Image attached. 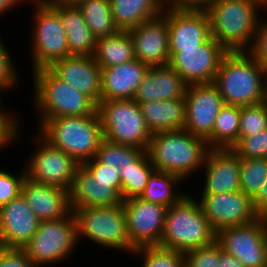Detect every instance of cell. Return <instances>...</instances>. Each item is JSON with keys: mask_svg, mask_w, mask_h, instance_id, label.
Returning <instances> with one entry per match:
<instances>
[{"mask_svg": "<svg viewBox=\"0 0 267 267\" xmlns=\"http://www.w3.org/2000/svg\"><path fill=\"white\" fill-rule=\"evenodd\" d=\"M266 72L248 51L228 52L213 84L225 105H258L266 101Z\"/></svg>", "mask_w": 267, "mask_h": 267, "instance_id": "6da1fadb", "label": "cell"}, {"mask_svg": "<svg viewBox=\"0 0 267 267\" xmlns=\"http://www.w3.org/2000/svg\"><path fill=\"white\" fill-rule=\"evenodd\" d=\"M260 9L263 10L261 0H214L204 9L210 20L211 37L228 52L249 51Z\"/></svg>", "mask_w": 267, "mask_h": 267, "instance_id": "7a4b0ae2", "label": "cell"}, {"mask_svg": "<svg viewBox=\"0 0 267 267\" xmlns=\"http://www.w3.org/2000/svg\"><path fill=\"white\" fill-rule=\"evenodd\" d=\"M210 149L206 139L182 129L153 133L147 153L156 171L186 180L199 169L202 171Z\"/></svg>", "mask_w": 267, "mask_h": 267, "instance_id": "3957f363", "label": "cell"}, {"mask_svg": "<svg viewBox=\"0 0 267 267\" xmlns=\"http://www.w3.org/2000/svg\"><path fill=\"white\" fill-rule=\"evenodd\" d=\"M33 104L38 127L48 119L94 114L98 105L87 95L58 78L49 68L33 71Z\"/></svg>", "mask_w": 267, "mask_h": 267, "instance_id": "277c9868", "label": "cell"}, {"mask_svg": "<svg viewBox=\"0 0 267 267\" xmlns=\"http://www.w3.org/2000/svg\"><path fill=\"white\" fill-rule=\"evenodd\" d=\"M38 129L46 141L80 164L96 157L104 139L98 110L92 115L51 118Z\"/></svg>", "mask_w": 267, "mask_h": 267, "instance_id": "5b68a950", "label": "cell"}, {"mask_svg": "<svg viewBox=\"0 0 267 267\" xmlns=\"http://www.w3.org/2000/svg\"><path fill=\"white\" fill-rule=\"evenodd\" d=\"M194 197L186 194L178 203L167 208L158 246L185 253L216 240V233Z\"/></svg>", "mask_w": 267, "mask_h": 267, "instance_id": "8992f818", "label": "cell"}, {"mask_svg": "<svg viewBox=\"0 0 267 267\" xmlns=\"http://www.w3.org/2000/svg\"><path fill=\"white\" fill-rule=\"evenodd\" d=\"M77 241L86 238L100 247L132 254L135 248L127 234L126 214L122 204L116 206L75 208Z\"/></svg>", "mask_w": 267, "mask_h": 267, "instance_id": "52a82bcc", "label": "cell"}, {"mask_svg": "<svg viewBox=\"0 0 267 267\" xmlns=\"http://www.w3.org/2000/svg\"><path fill=\"white\" fill-rule=\"evenodd\" d=\"M32 5L33 26L30 30L32 70L49 68L55 61L71 56L59 13L47 2ZM32 52V53H31Z\"/></svg>", "mask_w": 267, "mask_h": 267, "instance_id": "ba28073f", "label": "cell"}, {"mask_svg": "<svg viewBox=\"0 0 267 267\" xmlns=\"http://www.w3.org/2000/svg\"><path fill=\"white\" fill-rule=\"evenodd\" d=\"M104 139L147 151L152 133L138 103L130 100H106L98 104Z\"/></svg>", "mask_w": 267, "mask_h": 267, "instance_id": "9c48e42d", "label": "cell"}, {"mask_svg": "<svg viewBox=\"0 0 267 267\" xmlns=\"http://www.w3.org/2000/svg\"><path fill=\"white\" fill-rule=\"evenodd\" d=\"M77 244L76 221L71 211L58 220L40 221L37 232L22 249L37 267H44L69 258Z\"/></svg>", "mask_w": 267, "mask_h": 267, "instance_id": "30bf717a", "label": "cell"}, {"mask_svg": "<svg viewBox=\"0 0 267 267\" xmlns=\"http://www.w3.org/2000/svg\"><path fill=\"white\" fill-rule=\"evenodd\" d=\"M37 144L25 164L26 177L42 184L70 191L77 168L81 165L75 158L61 149L55 148L40 134H36ZM37 149V150H36Z\"/></svg>", "mask_w": 267, "mask_h": 267, "instance_id": "8fae6325", "label": "cell"}, {"mask_svg": "<svg viewBox=\"0 0 267 267\" xmlns=\"http://www.w3.org/2000/svg\"><path fill=\"white\" fill-rule=\"evenodd\" d=\"M216 241L245 267H267V218L224 228L216 233Z\"/></svg>", "mask_w": 267, "mask_h": 267, "instance_id": "7c38bea8", "label": "cell"}, {"mask_svg": "<svg viewBox=\"0 0 267 267\" xmlns=\"http://www.w3.org/2000/svg\"><path fill=\"white\" fill-rule=\"evenodd\" d=\"M186 122L184 129L207 140L212 148V131L217 115L225 106L213 83L189 84L185 97Z\"/></svg>", "mask_w": 267, "mask_h": 267, "instance_id": "4fadbf2b", "label": "cell"}, {"mask_svg": "<svg viewBox=\"0 0 267 267\" xmlns=\"http://www.w3.org/2000/svg\"><path fill=\"white\" fill-rule=\"evenodd\" d=\"M228 51L210 37L196 48L169 53V66L189 84L213 83L223 57Z\"/></svg>", "mask_w": 267, "mask_h": 267, "instance_id": "5bb4252c", "label": "cell"}, {"mask_svg": "<svg viewBox=\"0 0 267 267\" xmlns=\"http://www.w3.org/2000/svg\"><path fill=\"white\" fill-rule=\"evenodd\" d=\"M198 202L215 233L224 228L246 225L259 218L253 199L242 191L201 194Z\"/></svg>", "mask_w": 267, "mask_h": 267, "instance_id": "9a60e30c", "label": "cell"}, {"mask_svg": "<svg viewBox=\"0 0 267 267\" xmlns=\"http://www.w3.org/2000/svg\"><path fill=\"white\" fill-rule=\"evenodd\" d=\"M127 234L134 248L159 245L167 207L140 197L124 200Z\"/></svg>", "mask_w": 267, "mask_h": 267, "instance_id": "2e32d148", "label": "cell"}, {"mask_svg": "<svg viewBox=\"0 0 267 267\" xmlns=\"http://www.w3.org/2000/svg\"><path fill=\"white\" fill-rule=\"evenodd\" d=\"M169 53L203 45L210 37V20L204 9L167 6Z\"/></svg>", "mask_w": 267, "mask_h": 267, "instance_id": "e0dca14e", "label": "cell"}, {"mask_svg": "<svg viewBox=\"0 0 267 267\" xmlns=\"http://www.w3.org/2000/svg\"><path fill=\"white\" fill-rule=\"evenodd\" d=\"M128 32L134 44L136 59L149 67L169 64L167 5L159 16L141 23Z\"/></svg>", "mask_w": 267, "mask_h": 267, "instance_id": "ac0fdd59", "label": "cell"}, {"mask_svg": "<svg viewBox=\"0 0 267 267\" xmlns=\"http://www.w3.org/2000/svg\"><path fill=\"white\" fill-rule=\"evenodd\" d=\"M39 223L20 193L0 207V247L22 249L37 232Z\"/></svg>", "mask_w": 267, "mask_h": 267, "instance_id": "d6986e66", "label": "cell"}, {"mask_svg": "<svg viewBox=\"0 0 267 267\" xmlns=\"http://www.w3.org/2000/svg\"><path fill=\"white\" fill-rule=\"evenodd\" d=\"M202 169V194L240 191V158L231 149L211 148Z\"/></svg>", "mask_w": 267, "mask_h": 267, "instance_id": "ffe728a7", "label": "cell"}, {"mask_svg": "<svg viewBox=\"0 0 267 267\" xmlns=\"http://www.w3.org/2000/svg\"><path fill=\"white\" fill-rule=\"evenodd\" d=\"M49 69L61 80L90 97L97 105L101 98V68L93 56L71 55L55 61Z\"/></svg>", "mask_w": 267, "mask_h": 267, "instance_id": "44dd1931", "label": "cell"}, {"mask_svg": "<svg viewBox=\"0 0 267 267\" xmlns=\"http://www.w3.org/2000/svg\"><path fill=\"white\" fill-rule=\"evenodd\" d=\"M149 68L138 59L101 68L100 101L134 99Z\"/></svg>", "mask_w": 267, "mask_h": 267, "instance_id": "7402d4cb", "label": "cell"}, {"mask_svg": "<svg viewBox=\"0 0 267 267\" xmlns=\"http://www.w3.org/2000/svg\"><path fill=\"white\" fill-rule=\"evenodd\" d=\"M21 194L40 221L58 220L71 212L69 191L63 188L38 183L25 177Z\"/></svg>", "mask_w": 267, "mask_h": 267, "instance_id": "603a6c76", "label": "cell"}, {"mask_svg": "<svg viewBox=\"0 0 267 267\" xmlns=\"http://www.w3.org/2000/svg\"><path fill=\"white\" fill-rule=\"evenodd\" d=\"M188 84L169 65L150 67L138 86L134 101L184 99Z\"/></svg>", "mask_w": 267, "mask_h": 267, "instance_id": "cb8c5ba5", "label": "cell"}, {"mask_svg": "<svg viewBox=\"0 0 267 267\" xmlns=\"http://www.w3.org/2000/svg\"><path fill=\"white\" fill-rule=\"evenodd\" d=\"M71 211L75 208L116 206L123 203L121 194L109 184L95 183L93 176L80 165L69 191Z\"/></svg>", "mask_w": 267, "mask_h": 267, "instance_id": "d4e9b609", "label": "cell"}, {"mask_svg": "<svg viewBox=\"0 0 267 267\" xmlns=\"http://www.w3.org/2000/svg\"><path fill=\"white\" fill-rule=\"evenodd\" d=\"M46 1L59 13L70 53L93 56L97 38L91 32L79 9L73 5L54 4L50 0Z\"/></svg>", "mask_w": 267, "mask_h": 267, "instance_id": "484cf974", "label": "cell"}, {"mask_svg": "<svg viewBox=\"0 0 267 267\" xmlns=\"http://www.w3.org/2000/svg\"><path fill=\"white\" fill-rule=\"evenodd\" d=\"M139 106L152 134L184 129L186 122L184 99L143 102Z\"/></svg>", "mask_w": 267, "mask_h": 267, "instance_id": "4316f807", "label": "cell"}, {"mask_svg": "<svg viewBox=\"0 0 267 267\" xmlns=\"http://www.w3.org/2000/svg\"><path fill=\"white\" fill-rule=\"evenodd\" d=\"M114 22L121 31H128L159 16L166 0H110Z\"/></svg>", "mask_w": 267, "mask_h": 267, "instance_id": "83f0119b", "label": "cell"}, {"mask_svg": "<svg viewBox=\"0 0 267 267\" xmlns=\"http://www.w3.org/2000/svg\"><path fill=\"white\" fill-rule=\"evenodd\" d=\"M93 58L100 68L124 64L136 59L129 32L120 30L115 35L98 38Z\"/></svg>", "mask_w": 267, "mask_h": 267, "instance_id": "f1b7e54d", "label": "cell"}, {"mask_svg": "<svg viewBox=\"0 0 267 267\" xmlns=\"http://www.w3.org/2000/svg\"><path fill=\"white\" fill-rule=\"evenodd\" d=\"M181 182L185 181L175 174L155 170L149 177L140 198L169 208L187 194L179 192ZM178 185L179 190H177Z\"/></svg>", "mask_w": 267, "mask_h": 267, "instance_id": "f546056e", "label": "cell"}, {"mask_svg": "<svg viewBox=\"0 0 267 267\" xmlns=\"http://www.w3.org/2000/svg\"><path fill=\"white\" fill-rule=\"evenodd\" d=\"M76 7L97 39L120 31L112 16L110 0H84Z\"/></svg>", "mask_w": 267, "mask_h": 267, "instance_id": "4dcf8cb0", "label": "cell"}, {"mask_svg": "<svg viewBox=\"0 0 267 267\" xmlns=\"http://www.w3.org/2000/svg\"><path fill=\"white\" fill-rule=\"evenodd\" d=\"M155 171L147 151L135 162L128 163L119 169L122 182V199L140 197L144 192L148 179Z\"/></svg>", "mask_w": 267, "mask_h": 267, "instance_id": "1f68e13d", "label": "cell"}, {"mask_svg": "<svg viewBox=\"0 0 267 267\" xmlns=\"http://www.w3.org/2000/svg\"><path fill=\"white\" fill-rule=\"evenodd\" d=\"M241 106L225 105L217 115L212 131V148L231 149L239 140Z\"/></svg>", "mask_w": 267, "mask_h": 267, "instance_id": "d6a6232c", "label": "cell"}, {"mask_svg": "<svg viewBox=\"0 0 267 267\" xmlns=\"http://www.w3.org/2000/svg\"><path fill=\"white\" fill-rule=\"evenodd\" d=\"M267 179V158H240V191L252 199Z\"/></svg>", "mask_w": 267, "mask_h": 267, "instance_id": "836d02e7", "label": "cell"}, {"mask_svg": "<svg viewBox=\"0 0 267 267\" xmlns=\"http://www.w3.org/2000/svg\"><path fill=\"white\" fill-rule=\"evenodd\" d=\"M146 150L136 147L115 144L103 139L99 145L96 158L107 166L121 169L128 163H135Z\"/></svg>", "mask_w": 267, "mask_h": 267, "instance_id": "e575fe53", "label": "cell"}, {"mask_svg": "<svg viewBox=\"0 0 267 267\" xmlns=\"http://www.w3.org/2000/svg\"><path fill=\"white\" fill-rule=\"evenodd\" d=\"M132 256L143 259L142 267H185L184 253L158 245L135 248Z\"/></svg>", "mask_w": 267, "mask_h": 267, "instance_id": "d590c367", "label": "cell"}, {"mask_svg": "<svg viewBox=\"0 0 267 267\" xmlns=\"http://www.w3.org/2000/svg\"><path fill=\"white\" fill-rule=\"evenodd\" d=\"M267 128V102L242 106L239 124V139L257 134Z\"/></svg>", "mask_w": 267, "mask_h": 267, "instance_id": "8d00e7d4", "label": "cell"}, {"mask_svg": "<svg viewBox=\"0 0 267 267\" xmlns=\"http://www.w3.org/2000/svg\"><path fill=\"white\" fill-rule=\"evenodd\" d=\"M231 150L239 158H267V128L255 135L240 138Z\"/></svg>", "mask_w": 267, "mask_h": 267, "instance_id": "74e56055", "label": "cell"}, {"mask_svg": "<svg viewBox=\"0 0 267 267\" xmlns=\"http://www.w3.org/2000/svg\"><path fill=\"white\" fill-rule=\"evenodd\" d=\"M92 176L95 183L109 184L116 189L122 197V182L119 169L101 163L96 157L81 164Z\"/></svg>", "mask_w": 267, "mask_h": 267, "instance_id": "f35d334b", "label": "cell"}, {"mask_svg": "<svg viewBox=\"0 0 267 267\" xmlns=\"http://www.w3.org/2000/svg\"><path fill=\"white\" fill-rule=\"evenodd\" d=\"M185 267H219V243L192 249L184 253Z\"/></svg>", "mask_w": 267, "mask_h": 267, "instance_id": "ab89813d", "label": "cell"}, {"mask_svg": "<svg viewBox=\"0 0 267 267\" xmlns=\"http://www.w3.org/2000/svg\"><path fill=\"white\" fill-rule=\"evenodd\" d=\"M0 167V207L16 198L21 193V185L26 177L25 167L21 168L19 174L10 170L6 171Z\"/></svg>", "mask_w": 267, "mask_h": 267, "instance_id": "60d3db41", "label": "cell"}, {"mask_svg": "<svg viewBox=\"0 0 267 267\" xmlns=\"http://www.w3.org/2000/svg\"><path fill=\"white\" fill-rule=\"evenodd\" d=\"M1 36L2 35H0V89L6 92L13 89L15 86L17 87V82L20 81V77L17 75L19 72L17 71L18 69H16V63L13 62L14 60L10 56L11 54Z\"/></svg>", "mask_w": 267, "mask_h": 267, "instance_id": "b9f144b4", "label": "cell"}, {"mask_svg": "<svg viewBox=\"0 0 267 267\" xmlns=\"http://www.w3.org/2000/svg\"><path fill=\"white\" fill-rule=\"evenodd\" d=\"M15 116L18 115H13L10 112H0V152L10 144L12 145L13 142H17L16 139L21 135L22 131L19 128L21 120Z\"/></svg>", "mask_w": 267, "mask_h": 267, "instance_id": "7bdbcfd3", "label": "cell"}, {"mask_svg": "<svg viewBox=\"0 0 267 267\" xmlns=\"http://www.w3.org/2000/svg\"><path fill=\"white\" fill-rule=\"evenodd\" d=\"M262 18V19H261ZM260 18L254 43L248 51L264 68L267 69V20ZM266 20V21H265Z\"/></svg>", "mask_w": 267, "mask_h": 267, "instance_id": "ee69618b", "label": "cell"}, {"mask_svg": "<svg viewBox=\"0 0 267 267\" xmlns=\"http://www.w3.org/2000/svg\"><path fill=\"white\" fill-rule=\"evenodd\" d=\"M0 267H37L23 249L0 247Z\"/></svg>", "mask_w": 267, "mask_h": 267, "instance_id": "f6af8a7d", "label": "cell"}, {"mask_svg": "<svg viewBox=\"0 0 267 267\" xmlns=\"http://www.w3.org/2000/svg\"><path fill=\"white\" fill-rule=\"evenodd\" d=\"M254 209L260 218H267V179L259 193L253 198Z\"/></svg>", "mask_w": 267, "mask_h": 267, "instance_id": "bcb514c9", "label": "cell"}, {"mask_svg": "<svg viewBox=\"0 0 267 267\" xmlns=\"http://www.w3.org/2000/svg\"><path fill=\"white\" fill-rule=\"evenodd\" d=\"M214 0H166V5L178 9H205Z\"/></svg>", "mask_w": 267, "mask_h": 267, "instance_id": "7dc6e473", "label": "cell"}, {"mask_svg": "<svg viewBox=\"0 0 267 267\" xmlns=\"http://www.w3.org/2000/svg\"><path fill=\"white\" fill-rule=\"evenodd\" d=\"M219 267H245L237 258L222 250L219 244Z\"/></svg>", "mask_w": 267, "mask_h": 267, "instance_id": "c3c4849f", "label": "cell"}, {"mask_svg": "<svg viewBox=\"0 0 267 267\" xmlns=\"http://www.w3.org/2000/svg\"><path fill=\"white\" fill-rule=\"evenodd\" d=\"M22 1L25 0H0V17L13 10V7H19L18 5L23 3Z\"/></svg>", "mask_w": 267, "mask_h": 267, "instance_id": "681fc988", "label": "cell"}, {"mask_svg": "<svg viewBox=\"0 0 267 267\" xmlns=\"http://www.w3.org/2000/svg\"><path fill=\"white\" fill-rule=\"evenodd\" d=\"M54 4H62V5H73L76 6L79 2L84 0H50Z\"/></svg>", "mask_w": 267, "mask_h": 267, "instance_id": "f907efd6", "label": "cell"}, {"mask_svg": "<svg viewBox=\"0 0 267 267\" xmlns=\"http://www.w3.org/2000/svg\"><path fill=\"white\" fill-rule=\"evenodd\" d=\"M3 91L0 89V112H7L8 110L7 109H5V104H3V100L1 99V93H2ZM4 105V106H3Z\"/></svg>", "mask_w": 267, "mask_h": 267, "instance_id": "816d5d0a", "label": "cell"}, {"mask_svg": "<svg viewBox=\"0 0 267 267\" xmlns=\"http://www.w3.org/2000/svg\"><path fill=\"white\" fill-rule=\"evenodd\" d=\"M262 8L267 9V0H261ZM267 12V11H266Z\"/></svg>", "mask_w": 267, "mask_h": 267, "instance_id": "f5cc1de1", "label": "cell"}, {"mask_svg": "<svg viewBox=\"0 0 267 267\" xmlns=\"http://www.w3.org/2000/svg\"><path fill=\"white\" fill-rule=\"evenodd\" d=\"M26 1H28V0H25V2H26ZM43 1H46V0H29L28 3H29V2H31V3H35V2H43Z\"/></svg>", "mask_w": 267, "mask_h": 267, "instance_id": "db71d44e", "label": "cell"}, {"mask_svg": "<svg viewBox=\"0 0 267 267\" xmlns=\"http://www.w3.org/2000/svg\"><path fill=\"white\" fill-rule=\"evenodd\" d=\"M266 101H267V72H266Z\"/></svg>", "mask_w": 267, "mask_h": 267, "instance_id": "11a10c76", "label": "cell"}]
</instances>
